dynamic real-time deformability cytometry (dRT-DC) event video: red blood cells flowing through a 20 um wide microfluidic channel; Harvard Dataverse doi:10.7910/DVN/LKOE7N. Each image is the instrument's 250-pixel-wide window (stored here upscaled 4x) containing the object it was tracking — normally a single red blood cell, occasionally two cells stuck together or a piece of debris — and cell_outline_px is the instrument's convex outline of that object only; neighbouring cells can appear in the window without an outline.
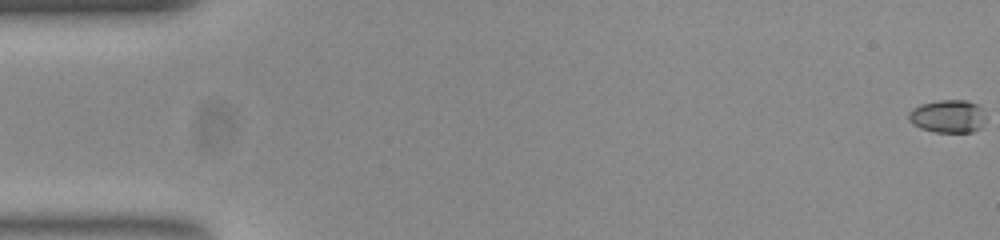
{"species": "common noctule bat (a hibernating species)", "species_latin": "Nyctalus noctula", "temperature_condition": "room temperature", "stored_images_in_passage": 54, "camera_frame_rate_fps": 3000, "um_per_image_px": 0.085, "animal": {"sex": "female", "body_mass_g": 23.0, "forearm_length_mm": 53.4}, "frame": {"image": 1, "passage_image": 1, "time_ms": 0.0, "image_size_px": [1000, 240], "cell_outline_px": [[984, 120], [980, 128], [972, 132], [932, 132], [920, 128], [912, 124], [908, 120], [908, 112], [912, 108], [920, 104], [936, 100], [964, 100], [976, 104], [980, 108], [984, 116]], "centroid_in_image_um": [80.5, 9.89], "position_along_channel_um": 4.5, "area_um2": 14.85}}
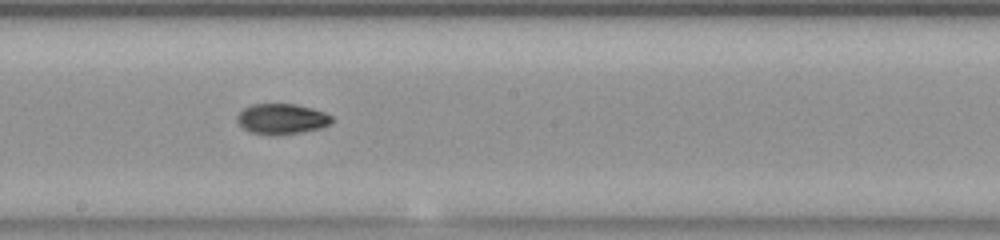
{"frame": {"image": 2, "passage_image": 30, "time_ms": 9.667, "image_size_px": [1000, 240], "cell_outline_px": [[336, 120], [320, 128], [300, 132], [276, 136], [268, 136], [248, 132], [236, 120], [236, 116], [244, 108], [252, 104], [296, 104], [312, 108], [324, 112], [332, 116]], "centroid_in_image_um": [23.94, 10.12], "position_along_channel_um": 224.3, "area_um2": 17.05}}
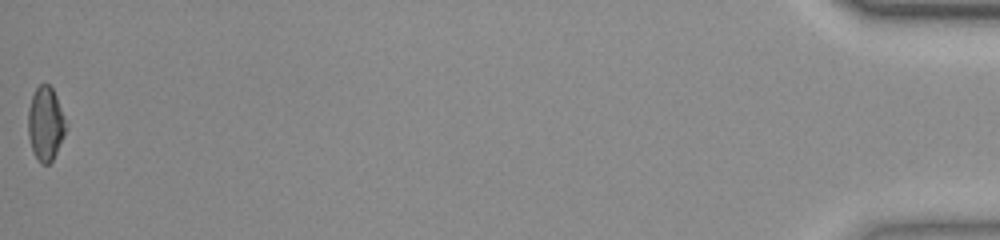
{"frame": {"image": 3, "passage_image": 54, "time_ms": 17.667, "image_size_px": [1000, 240], "cell_outline_px": [[68, 128], [52, 160], [48, 164], [40, 164], [32, 148], [28, 136], [28, 108], [32, 96], [36, 88], [40, 84], [48, 84], [52, 88], [56, 96]], "centroid_in_image_um": [3.87, 10.52], "position_along_channel_um": 431.3, "area_um2": 16.13}, "authors_computed_cell_mechanics": {"area_um2": 16.3574, "velocity_mm_per_s": 3.8903, "shape_relaxation_time_tau1_ms": null, "shape_relaxation_time_tau2_ms": 3.0312, "deformation_change_tau1": null, "deformation_change_tau2": 0.0762}}